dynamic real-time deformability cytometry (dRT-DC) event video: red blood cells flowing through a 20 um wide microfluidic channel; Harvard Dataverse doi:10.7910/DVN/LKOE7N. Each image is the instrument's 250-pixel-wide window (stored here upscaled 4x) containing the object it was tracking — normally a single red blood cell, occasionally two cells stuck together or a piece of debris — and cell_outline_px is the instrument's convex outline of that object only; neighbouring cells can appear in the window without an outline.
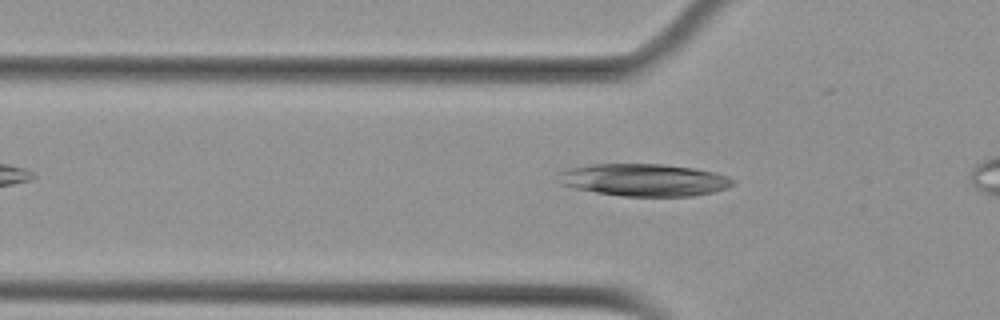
{"species": "Egyptian fruit bat (a non-hibernating species)", "species_latin": "Rousettus aegyptiacus", "temperature_condition": "cold", "stored_images_in_passage": 30, "camera_frame_rate_fps": 3000, "um_per_image_px": 0.085, "animal": {"sex": "female"}, "frame": {"image": 1, "passage_image": 2, "time_ms": 0.333, "image_size_px": [1000, 320], "cell_outline_px": [[736, 180], [728, 188], [712, 192], [692, 196], [620, 196], [596, 192], [576, 188], [560, 184], [560, 172], [568, 168], [592, 164], [664, 164], [692, 168], [716, 172], [728, 176]], "centroid_in_image_um": [54.78, 15.29], "position_along_channel_um": 71.0, "area_um2": 32.83}}
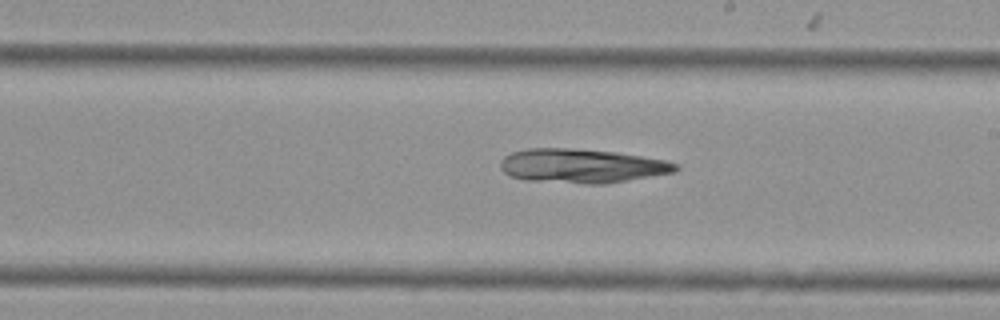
{"frame": {"image": 2, "passage_image": 16, "time_ms": 5.0, "image_size_px": [1000, 320], "cell_outline_px": [[680, 168], [676, 172], [604, 184], [584, 184], [528, 180], [512, 176], [504, 172], [500, 168], [500, 160], [504, 156], [512, 152], [528, 148], [568, 148], [616, 152], [664, 160], [680, 164]], "centroid_in_image_um": [49.46, 14.1], "position_along_channel_um": 239.5, "area_um2": 34.85}}
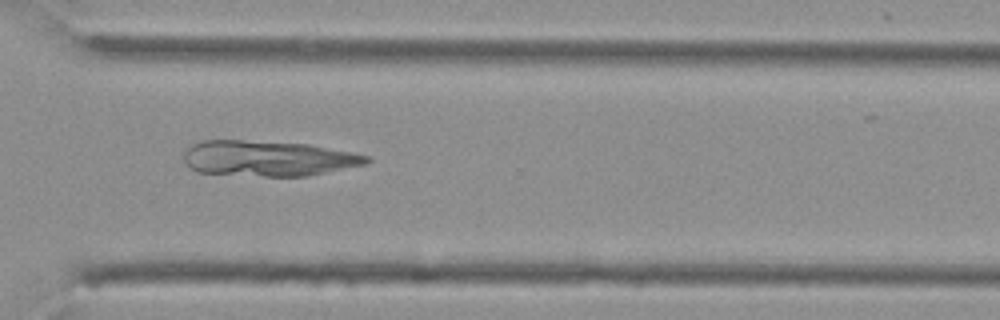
{"frame": {"image": 3, "passage_image": 25, "time_ms": 8.0, "image_size_px": [1000, 320], "cell_outline_px": [[372, 160], [364, 164], [308, 176], [264, 176], [196, 172], [188, 168], [184, 160], [184, 148], [192, 144], [204, 140], [244, 140], [308, 144], [352, 152], [368, 156]], "centroid_in_image_um": [22.73, 13.46], "position_along_channel_um": 347.9, "area_um2": 37.86}}